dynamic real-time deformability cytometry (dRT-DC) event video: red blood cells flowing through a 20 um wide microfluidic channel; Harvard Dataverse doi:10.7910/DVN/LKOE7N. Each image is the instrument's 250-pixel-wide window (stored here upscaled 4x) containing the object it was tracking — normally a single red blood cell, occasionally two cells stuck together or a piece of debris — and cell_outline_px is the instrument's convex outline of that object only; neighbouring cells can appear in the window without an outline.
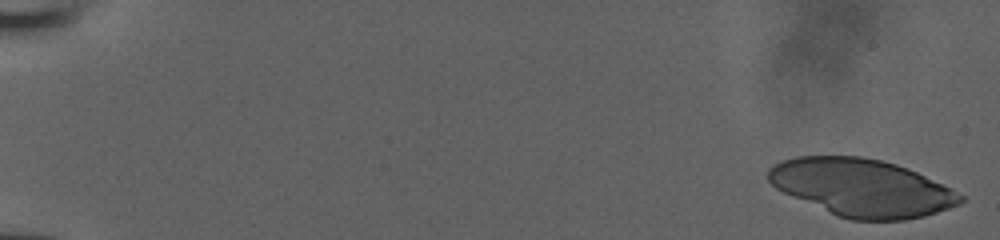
{"species": "human", "species_latin": "Homo sapiens", "temperature_condition": "room temperature", "stored_images_in_passage": 53, "camera_frame_rate_fps": 3000, "um_per_image_px": 0.085, "donor": {"sex": "male"}, "frame": {"image": 1, "passage_image": 2, "time_ms": 0.333, "image_size_px": [1000, 240], "cell_outline_px": [[964, 200], [960, 204], [924, 216], [904, 220], [852, 220], [836, 216], [784, 192], [776, 188], [768, 180], [768, 168], [780, 160], [796, 156], [860, 156], [880, 160], [896, 164], [908, 168], [952, 188], [964, 196]], "centroid_in_image_um": [73.25, 15.94], "position_along_channel_um": 11.7, "area_um2": 64.27}}
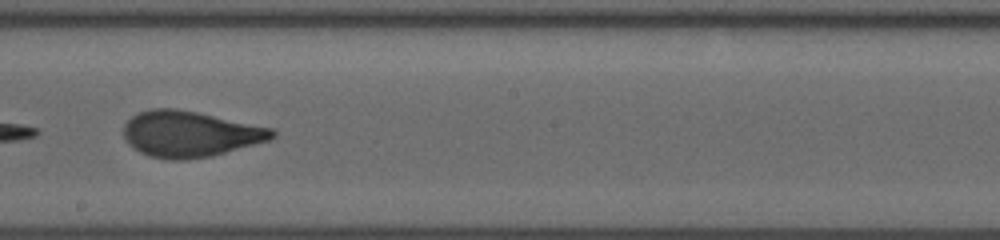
{"frame": {"image": 2, "passage_image": 33, "time_ms": 10.667, "image_size_px": [1000, 240], "cell_outline_px": [[276, 136], [272, 140], [212, 156], [184, 160], [168, 160], [148, 156], [132, 148], [124, 140], [124, 124], [132, 116], [140, 112], [152, 108], [176, 108], [276, 128]], "centroid_in_image_um": [16.18, 11.4], "position_along_channel_um": 232.0, "area_um2": 40.29}}
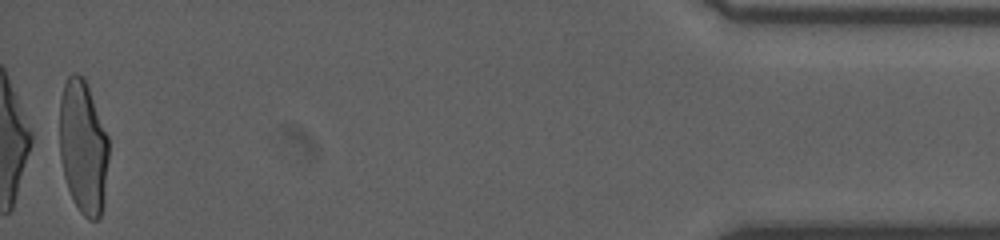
{"frame": {"image": 3, "passage_image": 53, "time_ms": 17.333, "image_size_px": [1000, 240], "cell_outline_px": [[108, 160], [104, 204], [100, 216], [96, 220], [88, 220], [80, 212], [72, 200], [64, 176], [60, 156], [60, 100], [64, 84], [68, 76], [72, 72], [76, 72], [84, 76], [108, 136]], "centroid_in_image_um": [7.07, 12.51], "position_along_channel_um": 428.1, "area_um2": 38.55}}